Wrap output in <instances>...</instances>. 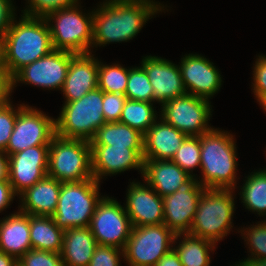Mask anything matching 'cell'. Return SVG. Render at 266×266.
I'll return each mask as SVG.
<instances>
[{
  "label": "cell",
  "instance_id": "1",
  "mask_svg": "<svg viewBox=\"0 0 266 266\" xmlns=\"http://www.w3.org/2000/svg\"><path fill=\"white\" fill-rule=\"evenodd\" d=\"M97 7L93 9L92 48L132 40L149 19L160 13L144 3L104 0Z\"/></svg>",
  "mask_w": 266,
  "mask_h": 266
},
{
  "label": "cell",
  "instance_id": "2",
  "mask_svg": "<svg viewBox=\"0 0 266 266\" xmlns=\"http://www.w3.org/2000/svg\"><path fill=\"white\" fill-rule=\"evenodd\" d=\"M16 18L3 37L5 66L12 77L24 66L54 50L45 17L22 14L19 21Z\"/></svg>",
  "mask_w": 266,
  "mask_h": 266
},
{
  "label": "cell",
  "instance_id": "3",
  "mask_svg": "<svg viewBox=\"0 0 266 266\" xmlns=\"http://www.w3.org/2000/svg\"><path fill=\"white\" fill-rule=\"evenodd\" d=\"M201 179L205 188L235 189L237 184V153L233 134L213 128L202 134Z\"/></svg>",
  "mask_w": 266,
  "mask_h": 266
},
{
  "label": "cell",
  "instance_id": "4",
  "mask_svg": "<svg viewBox=\"0 0 266 266\" xmlns=\"http://www.w3.org/2000/svg\"><path fill=\"white\" fill-rule=\"evenodd\" d=\"M235 189L205 188L189 234L217 244L233 228Z\"/></svg>",
  "mask_w": 266,
  "mask_h": 266
},
{
  "label": "cell",
  "instance_id": "5",
  "mask_svg": "<svg viewBox=\"0 0 266 266\" xmlns=\"http://www.w3.org/2000/svg\"><path fill=\"white\" fill-rule=\"evenodd\" d=\"M99 187L94 178L61 183L57 208L52 215L55 224L63 230L89 227L95 208L104 197Z\"/></svg>",
  "mask_w": 266,
  "mask_h": 266
},
{
  "label": "cell",
  "instance_id": "6",
  "mask_svg": "<svg viewBox=\"0 0 266 266\" xmlns=\"http://www.w3.org/2000/svg\"><path fill=\"white\" fill-rule=\"evenodd\" d=\"M79 2L70 8L51 12L45 17L54 50L75 54L92 53L93 11L83 13Z\"/></svg>",
  "mask_w": 266,
  "mask_h": 266
},
{
  "label": "cell",
  "instance_id": "7",
  "mask_svg": "<svg viewBox=\"0 0 266 266\" xmlns=\"http://www.w3.org/2000/svg\"><path fill=\"white\" fill-rule=\"evenodd\" d=\"M63 104L59 117L55 119L56 135L60 137L90 141L106 123L102 108L103 91L99 88Z\"/></svg>",
  "mask_w": 266,
  "mask_h": 266
},
{
  "label": "cell",
  "instance_id": "8",
  "mask_svg": "<svg viewBox=\"0 0 266 266\" xmlns=\"http://www.w3.org/2000/svg\"><path fill=\"white\" fill-rule=\"evenodd\" d=\"M47 175L61 183L93 178L90 142L55 135L49 144Z\"/></svg>",
  "mask_w": 266,
  "mask_h": 266
},
{
  "label": "cell",
  "instance_id": "9",
  "mask_svg": "<svg viewBox=\"0 0 266 266\" xmlns=\"http://www.w3.org/2000/svg\"><path fill=\"white\" fill-rule=\"evenodd\" d=\"M175 234L165 225L132 227L123 249L128 266H155L173 248Z\"/></svg>",
  "mask_w": 266,
  "mask_h": 266
},
{
  "label": "cell",
  "instance_id": "10",
  "mask_svg": "<svg viewBox=\"0 0 266 266\" xmlns=\"http://www.w3.org/2000/svg\"><path fill=\"white\" fill-rule=\"evenodd\" d=\"M161 106L158 116L187 136H201L213 129L208 123L212 105L207 99L185 94Z\"/></svg>",
  "mask_w": 266,
  "mask_h": 266
},
{
  "label": "cell",
  "instance_id": "11",
  "mask_svg": "<svg viewBox=\"0 0 266 266\" xmlns=\"http://www.w3.org/2000/svg\"><path fill=\"white\" fill-rule=\"evenodd\" d=\"M98 245L124 249L132 230L125 206L115 198L104 196L97 204L89 225Z\"/></svg>",
  "mask_w": 266,
  "mask_h": 266
},
{
  "label": "cell",
  "instance_id": "12",
  "mask_svg": "<svg viewBox=\"0 0 266 266\" xmlns=\"http://www.w3.org/2000/svg\"><path fill=\"white\" fill-rule=\"evenodd\" d=\"M55 135V118L47 116L36 107L24 105L17 113L5 153L9 156L28 147L49 145Z\"/></svg>",
  "mask_w": 266,
  "mask_h": 266
},
{
  "label": "cell",
  "instance_id": "13",
  "mask_svg": "<svg viewBox=\"0 0 266 266\" xmlns=\"http://www.w3.org/2000/svg\"><path fill=\"white\" fill-rule=\"evenodd\" d=\"M75 53L53 50L33 63L24 66L13 77V90L18 83L34 85L42 89L62 90L71 58Z\"/></svg>",
  "mask_w": 266,
  "mask_h": 266
},
{
  "label": "cell",
  "instance_id": "14",
  "mask_svg": "<svg viewBox=\"0 0 266 266\" xmlns=\"http://www.w3.org/2000/svg\"><path fill=\"white\" fill-rule=\"evenodd\" d=\"M204 190L205 187L198 182V179L191 176L176 192L163 197V224L174 234L189 233Z\"/></svg>",
  "mask_w": 266,
  "mask_h": 266
},
{
  "label": "cell",
  "instance_id": "15",
  "mask_svg": "<svg viewBox=\"0 0 266 266\" xmlns=\"http://www.w3.org/2000/svg\"><path fill=\"white\" fill-rule=\"evenodd\" d=\"M49 145H37L8 156V180L17 197L47 175Z\"/></svg>",
  "mask_w": 266,
  "mask_h": 266
},
{
  "label": "cell",
  "instance_id": "16",
  "mask_svg": "<svg viewBox=\"0 0 266 266\" xmlns=\"http://www.w3.org/2000/svg\"><path fill=\"white\" fill-rule=\"evenodd\" d=\"M181 77L187 94L210 101L222 86V77L218 68L205 56L186 54L179 63Z\"/></svg>",
  "mask_w": 266,
  "mask_h": 266
},
{
  "label": "cell",
  "instance_id": "17",
  "mask_svg": "<svg viewBox=\"0 0 266 266\" xmlns=\"http://www.w3.org/2000/svg\"><path fill=\"white\" fill-rule=\"evenodd\" d=\"M93 178L101 182L104 176L137 169L143 173V148L90 145Z\"/></svg>",
  "mask_w": 266,
  "mask_h": 266
},
{
  "label": "cell",
  "instance_id": "18",
  "mask_svg": "<svg viewBox=\"0 0 266 266\" xmlns=\"http://www.w3.org/2000/svg\"><path fill=\"white\" fill-rule=\"evenodd\" d=\"M141 67L146 71L153 87L154 103L163 104L187 94L179 64L158 56L147 55L142 59Z\"/></svg>",
  "mask_w": 266,
  "mask_h": 266
},
{
  "label": "cell",
  "instance_id": "19",
  "mask_svg": "<svg viewBox=\"0 0 266 266\" xmlns=\"http://www.w3.org/2000/svg\"><path fill=\"white\" fill-rule=\"evenodd\" d=\"M145 184L132 181L127 188L125 209L132 227L159 225L164 222L162 197Z\"/></svg>",
  "mask_w": 266,
  "mask_h": 266
},
{
  "label": "cell",
  "instance_id": "20",
  "mask_svg": "<svg viewBox=\"0 0 266 266\" xmlns=\"http://www.w3.org/2000/svg\"><path fill=\"white\" fill-rule=\"evenodd\" d=\"M98 67L99 60L92 53L75 54L71 58L61 90L65 102L78 100L98 88Z\"/></svg>",
  "mask_w": 266,
  "mask_h": 266
},
{
  "label": "cell",
  "instance_id": "21",
  "mask_svg": "<svg viewBox=\"0 0 266 266\" xmlns=\"http://www.w3.org/2000/svg\"><path fill=\"white\" fill-rule=\"evenodd\" d=\"M158 118L143 136V159L172 160L187 135Z\"/></svg>",
  "mask_w": 266,
  "mask_h": 266
},
{
  "label": "cell",
  "instance_id": "22",
  "mask_svg": "<svg viewBox=\"0 0 266 266\" xmlns=\"http://www.w3.org/2000/svg\"><path fill=\"white\" fill-rule=\"evenodd\" d=\"M142 176L162 198L171 195L191 176L172 160L143 159Z\"/></svg>",
  "mask_w": 266,
  "mask_h": 266
},
{
  "label": "cell",
  "instance_id": "23",
  "mask_svg": "<svg viewBox=\"0 0 266 266\" xmlns=\"http://www.w3.org/2000/svg\"><path fill=\"white\" fill-rule=\"evenodd\" d=\"M61 182L46 175L19 195V211L29 215L52 216L57 208Z\"/></svg>",
  "mask_w": 266,
  "mask_h": 266
},
{
  "label": "cell",
  "instance_id": "24",
  "mask_svg": "<svg viewBox=\"0 0 266 266\" xmlns=\"http://www.w3.org/2000/svg\"><path fill=\"white\" fill-rule=\"evenodd\" d=\"M30 249V215L18 210L0 219V251L19 260Z\"/></svg>",
  "mask_w": 266,
  "mask_h": 266
},
{
  "label": "cell",
  "instance_id": "25",
  "mask_svg": "<svg viewBox=\"0 0 266 266\" xmlns=\"http://www.w3.org/2000/svg\"><path fill=\"white\" fill-rule=\"evenodd\" d=\"M97 245L89 227L64 230L60 252L64 266H88Z\"/></svg>",
  "mask_w": 266,
  "mask_h": 266
},
{
  "label": "cell",
  "instance_id": "26",
  "mask_svg": "<svg viewBox=\"0 0 266 266\" xmlns=\"http://www.w3.org/2000/svg\"><path fill=\"white\" fill-rule=\"evenodd\" d=\"M176 240L179 241V244L175 246L174 244L178 243ZM216 246L211 241L189 233L175 234L173 239V249L178 254L183 266H210L209 253L215 251Z\"/></svg>",
  "mask_w": 266,
  "mask_h": 266
},
{
  "label": "cell",
  "instance_id": "27",
  "mask_svg": "<svg viewBox=\"0 0 266 266\" xmlns=\"http://www.w3.org/2000/svg\"><path fill=\"white\" fill-rule=\"evenodd\" d=\"M64 230L52 216L30 215V241L32 249L60 253Z\"/></svg>",
  "mask_w": 266,
  "mask_h": 266
},
{
  "label": "cell",
  "instance_id": "28",
  "mask_svg": "<svg viewBox=\"0 0 266 266\" xmlns=\"http://www.w3.org/2000/svg\"><path fill=\"white\" fill-rule=\"evenodd\" d=\"M143 134L121 122L103 124L89 141L90 145L143 148Z\"/></svg>",
  "mask_w": 266,
  "mask_h": 266
},
{
  "label": "cell",
  "instance_id": "29",
  "mask_svg": "<svg viewBox=\"0 0 266 266\" xmlns=\"http://www.w3.org/2000/svg\"><path fill=\"white\" fill-rule=\"evenodd\" d=\"M240 198L243 205L260 217L266 216V167L245 176Z\"/></svg>",
  "mask_w": 266,
  "mask_h": 266
},
{
  "label": "cell",
  "instance_id": "30",
  "mask_svg": "<svg viewBox=\"0 0 266 266\" xmlns=\"http://www.w3.org/2000/svg\"><path fill=\"white\" fill-rule=\"evenodd\" d=\"M153 103L127 99L119 122L127 124L143 135L158 119Z\"/></svg>",
  "mask_w": 266,
  "mask_h": 266
},
{
  "label": "cell",
  "instance_id": "31",
  "mask_svg": "<svg viewBox=\"0 0 266 266\" xmlns=\"http://www.w3.org/2000/svg\"><path fill=\"white\" fill-rule=\"evenodd\" d=\"M128 76L129 68L121 64L108 65L99 61L98 88L103 92L125 95Z\"/></svg>",
  "mask_w": 266,
  "mask_h": 266
},
{
  "label": "cell",
  "instance_id": "32",
  "mask_svg": "<svg viewBox=\"0 0 266 266\" xmlns=\"http://www.w3.org/2000/svg\"><path fill=\"white\" fill-rule=\"evenodd\" d=\"M125 95L127 99L154 103L153 87L141 66L129 68V76Z\"/></svg>",
  "mask_w": 266,
  "mask_h": 266
},
{
  "label": "cell",
  "instance_id": "33",
  "mask_svg": "<svg viewBox=\"0 0 266 266\" xmlns=\"http://www.w3.org/2000/svg\"><path fill=\"white\" fill-rule=\"evenodd\" d=\"M172 161L190 176H196L193 174V170L201 165L200 137L187 136L177 149Z\"/></svg>",
  "mask_w": 266,
  "mask_h": 266
},
{
  "label": "cell",
  "instance_id": "34",
  "mask_svg": "<svg viewBox=\"0 0 266 266\" xmlns=\"http://www.w3.org/2000/svg\"><path fill=\"white\" fill-rule=\"evenodd\" d=\"M263 220L256 225H251L252 227L239 229L242 239L249 248L248 252H251L247 259H266V220Z\"/></svg>",
  "mask_w": 266,
  "mask_h": 266
},
{
  "label": "cell",
  "instance_id": "35",
  "mask_svg": "<svg viewBox=\"0 0 266 266\" xmlns=\"http://www.w3.org/2000/svg\"><path fill=\"white\" fill-rule=\"evenodd\" d=\"M29 4L22 13L32 17H46L49 13L59 9L70 8L79 0H26Z\"/></svg>",
  "mask_w": 266,
  "mask_h": 266
},
{
  "label": "cell",
  "instance_id": "36",
  "mask_svg": "<svg viewBox=\"0 0 266 266\" xmlns=\"http://www.w3.org/2000/svg\"><path fill=\"white\" fill-rule=\"evenodd\" d=\"M18 266H64L60 253L30 249L19 260Z\"/></svg>",
  "mask_w": 266,
  "mask_h": 266
},
{
  "label": "cell",
  "instance_id": "37",
  "mask_svg": "<svg viewBox=\"0 0 266 266\" xmlns=\"http://www.w3.org/2000/svg\"><path fill=\"white\" fill-rule=\"evenodd\" d=\"M24 105L25 104L22 103L15 109L13 108L15 106L9 103L4 108L0 109V151L5 152L14 128L17 113Z\"/></svg>",
  "mask_w": 266,
  "mask_h": 266
},
{
  "label": "cell",
  "instance_id": "38",
  "mask_svg": "<svg viewBox=\"0 0 266 266\" xmlns=\"http://www.w3.org/2000/svg\"><path fill=\"white\" fill-rule=\"evenodd\" d=\"M120 257H124L122 249L97 245L88 266H121Z\"/></svg>",
  "mask_w": 266,
  "mask_h": 266
},
{
  "label": "cell",
  "instance_id": "39",
  "mask_svg": "<svg viewBox=\"0 0 266 266\" xmlns=\"http://www.w3.org/2000/svg\"><path fill=\"white\" fill-rule=\"evenodd\" d=\"M126 95L103 92V116L106 123L119 122Z\"/></svg>",
  "mask_w": 266,
  "mask_h": 266
},
{
  "label": "cell",
  "instance_id": "40",
  "mask_svg": "<svg viewBox=\"0 0 266 266\" xmlns=\"http://www.w3.org/2000/svg\"><path fill=\"white\" fill-rule=\"evenodd\" d=\"M253 67L252 90L254 97L258 100L261 96L266 95V56L258 55Z\"/></svg>",
  "mask_w": 266,
  "mask_h": 266
},
{
  "label": "cell",
  "instance_id": "41",
  "mask_svg": "<svg viewBox=\"0 0 266 266\" xmlns=\"http://www.w3.org/2000/svg\"><path fill=\"white\" fill-rule=\"evenodd\" d=\"M12 2V0H0V37H4L16 16V8Z\"/></svg>",
  "mask_w": 266,
  "mask_h": 266
},
{
  "label": "cell",
  "instance_id": "42",
  "mask_svg": "<svg viewBox=\"0 0 266 266\" xmlns=\"http://www.w3.org/2000/svg\"><path fill=\"white\" fill-rule=\"evenodd\" d=\"M12 92V76L8 72H0V109L11 103L10 97Z\"/></svg>",
  "mask_w": 266,
  "mask_h": 266
},
{
  "label": "cell",
  "instance_id": "43",
  "mask_svg": "<svg viewBox=\"0 0 266 266\" xmlns=\"http://www.w3.org/2000/svg\"><path fill=\"white\" fill-rule=\"evenodd\" d=\"M15 196L17 195L13 191L9 180L0 181V213L10 206Z\"/></svg>",
  "mask_w": 266,
  "mask_h": 266
},
{
  "label": "cell",
  "instance_id": "44",
  "mask_svg": "<svg viewBox=\"0 0 266 266\" xmlns=\"http://www.w3.org/2000/svg\"><path fill=\"white\" fill-rule=\"evenodd\" d=\"M155 266H183L179 260L178 254L172 248L168 253L162 256Z\"/></svg>",
  "mask_w": 266,
  "mask_h": 266
},
{
  "label": "cell",
  "instance_id": "45",
  "mask_svg": "<svg viewBox=\"0 0 266 266\" xmlns=\"http://www.w3.org/2000/svg\"><path fill=\"white\" fill-rule=\"evenodd\" d=\"M8 180V156L0 151V181Z\"/></svg>",
  "mask_w": 266,
  "mask_h": 266
},
{
  "label": "cell",
  "instance_id": "46",
  "mask_svg": "<svg viewBox=\"0 0 266 266\" xmlns=\"http://www.w3.org/2000/svg\"><path fill=\"white\" fill-rule=\"evenodd\" d=\"M0 266H18V260L15 257L0 251Z\"/></svg>",
  "mask_w": 266,
  "mask_h": 266
},
{
  "label": "cell",
  "instance_id": "47",
  "mask_svg": "<svg viewBox=\"0 0 266 266\" xmlns=\"http://www.w3.org/2000/svg\"><path fill=\"white\" fill-rule=\"evenodd\" d=\"M110 1H117V2H132V3H144L147 5H152L155 7L159 12L164 11V5L160 4V2H156L155 0H110Z\"/></svg>",
  "mask_w": 266,
  "mask_h": 266
},
{
  "label": "cell",
  "instance_id": "48",
  "mask_svg": "<svg viewBox=\"0 0 266 266\" xmlns=\"http://www.w3.org/2000/svg\"><path fill=\"white\" fill-rule=\"evenodd\" d=\"M234 266H266V259H244L237 264H234Z\"/></svg>",
  "mask_w": 266,
  "mask_h": 266
},
{
  "label": "cell",
  "instance_id": "49",
  "mask_svg": "<svg viewBox=\"0 0 266 266\" xmlns=\"http://www.w3.org/2000/svg\"><path fill=\"white\" fill-rule=\"evenodd\" d=\"M0 72H7L4 61V42L3 37H0Z\"/></svg>",
  "mask_w": 266,
  "mask_h": 266
},
{
  "label": "cell",
  "instance_id": "50",
  "mask_svg": "<svg viewBox=\"0 0 266 266\" xmlns=\"http://www.w3.org/2000/svg\"><path fill=\"white\" fill-rule=\"evenodd\" d=\"M257 102H259V105L262 106L263 110L266 112V95L261 96Z\"/></svg>",
  "mask_w": 266,
  "mask_h": 266
}]
</instances>
